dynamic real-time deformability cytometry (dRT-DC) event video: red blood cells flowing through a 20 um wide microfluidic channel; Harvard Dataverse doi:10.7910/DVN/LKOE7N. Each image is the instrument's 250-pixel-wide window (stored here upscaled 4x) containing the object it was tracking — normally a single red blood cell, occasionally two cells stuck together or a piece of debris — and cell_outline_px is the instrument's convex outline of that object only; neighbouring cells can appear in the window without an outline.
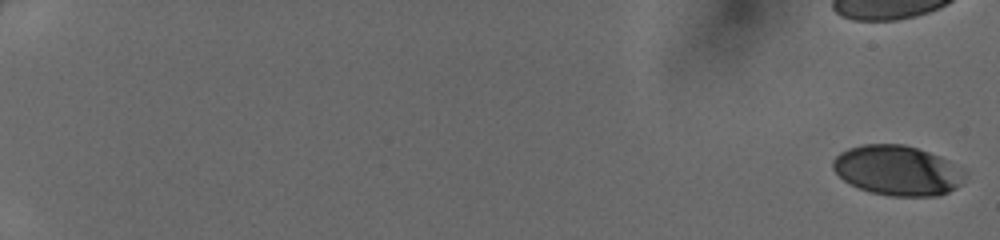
{"species": "human", "species_latin": "Homo sapiens", "temperature_condition": "cold", "stored_images_in_passage": 48, "camera_frame_rate_fps": 3000, "um_per_image_px": 0.085, "donor": {"sex": "female"}, "frame": {"image": 1, "passage_image": 1, "time_ms": 0.0, "image_size_px": [1000, 240], "cell_outline_px": [[968, 172], [960, 184], [956, 188], [940, 196], [888, 196], [868, 192], [844, 180], [832, 168], [832, 160], [840, 152], [848, 148], [864, 144], [904, 144], [940, 156]], "centroid_in_image_um": [76.29, 14.49], "position_along_channel_um": 8.7, "area_um2": 38.49}}